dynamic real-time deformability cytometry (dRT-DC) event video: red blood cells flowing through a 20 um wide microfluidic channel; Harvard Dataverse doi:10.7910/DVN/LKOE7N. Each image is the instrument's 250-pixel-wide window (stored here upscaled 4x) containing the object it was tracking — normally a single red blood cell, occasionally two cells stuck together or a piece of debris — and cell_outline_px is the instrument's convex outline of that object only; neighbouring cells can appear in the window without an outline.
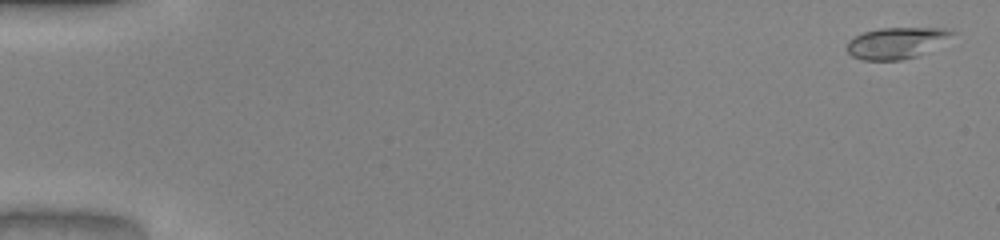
{"species": "common noctule bat (a hibernating species)", "species_latin": "Nyctalus noctula", "temperature_condition": "warm", "stored_images_in_passage": 52, "camera_frame_rate_fps": 3000, "um_per_image_px": 0.085, "animal": {"sex": "male", "body_mass_g": 20.0, "forearm_length_mm": 53.3}, "frame": {"image": 1, "passage_image": 2, "time_ms": 0.333, "image_size_px": [1000, 240], "cell_outline_px": [[956, 32], [916, 56], [900, 60], [860, 60], [852, 56], [844, 48], [848, 40], [852, 36], [864, 32], [880, 28], [944, 28]], "centroid_in_image_um": [76.04, 3.64], "position_along_channel_um": 9.0, "area_um2": 18.79}}
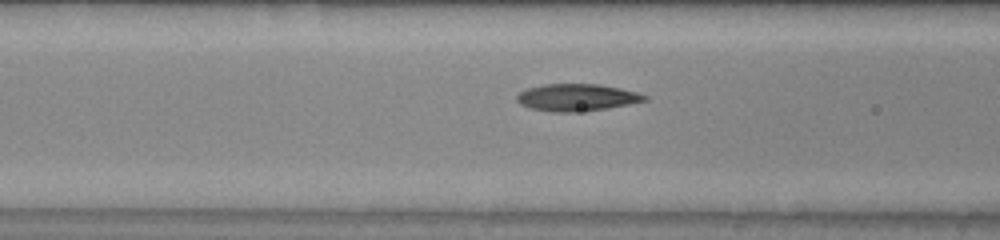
{"frame": {"image": 2, "passage_image": 22, "time_ms": 7.0, "image_size_px": [1000, 240], "cell_outline_px": [[648, 100], [628, 104], [604, 108], [576, 112], [552, 112], [528, 108], [520, 104], [516, 100], [516, 96], [520, 92], [528, 88], [544, 84], [600, 84], [620, 88], [636, 92], [648, 96]], "centroid_in_image_um": [48.99, 8.28], "position_along_channel_um": 117.6, "area_um2": 20.11}}
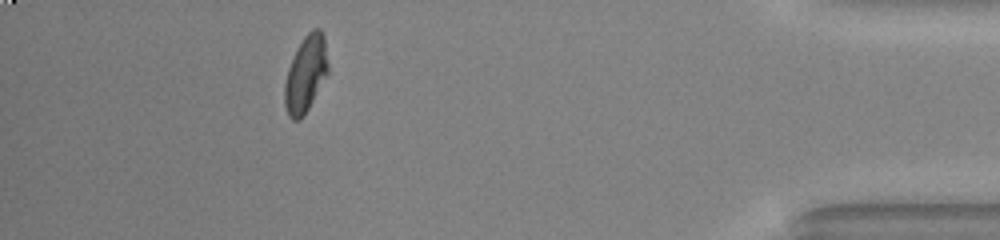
{"frame": {"image": 3, "passage_image": 47, "time_ms": 15.333, "image_size_px": [1000, 240], "cell_outline_px": [[328, 72], [308, 108], [300, 120], [292, 120], [288, 116], [284, 104], [284, 84], [288, 68], [304, 36], [312, 28], [320, 28], [324, 36], [328, 64]], "centroid_in_image_um": [25.97, 6.29], "position_along_channel_um": 409.2, "area_um2": 19.07}, "authors_computed_cell_mechanics": {"area_um2": 19.5653, "velocity_mm_per_s": 4.0915, "shape_relaxation_time_tau1_ms": 4.4574, "shape_relaxation_time_tau2_ms": 1.5071, "deformation_change_tau1": 0.1831, "deformation_change_tau2": 0.0743}}